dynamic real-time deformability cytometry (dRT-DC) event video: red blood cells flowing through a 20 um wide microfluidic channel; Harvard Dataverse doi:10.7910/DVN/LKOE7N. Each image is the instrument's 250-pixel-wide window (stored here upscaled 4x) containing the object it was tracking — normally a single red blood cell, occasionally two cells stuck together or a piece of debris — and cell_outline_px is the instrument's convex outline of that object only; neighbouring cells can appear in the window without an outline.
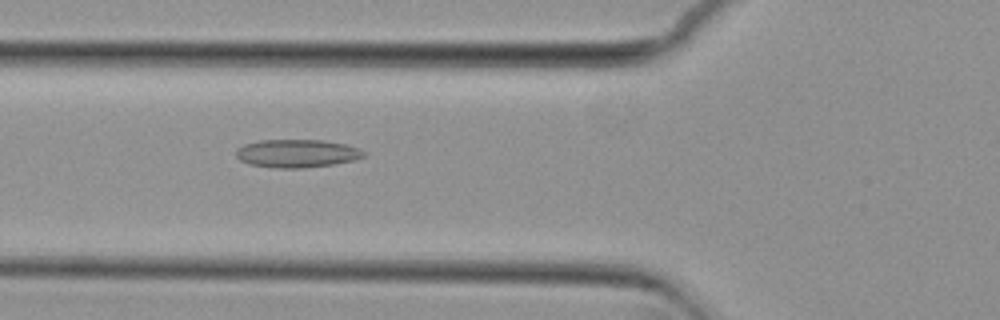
{"species": "common noctule bat (a hibernating species)", "species_latin": "Nyctalus noctula", "temperature_condition": "cold", "stored_images_in_passage": 55, "camera_frame_rate_fps": 3000, "um_per_image_px": 0.085, "animal": {"sex": "female", "body_mass_g": 29.2, "forearm_length_mm": 56.3}, "frame": {"image": 1, "passage_image": 20, "time_ms": 6.333, "image_size_px": [1000, 320], "cell_outline_px": [[364, 156], [356, 160], [332, 164], [304, 168], [272, 168], [248, 164], [240, 160], [236, 156], [236, 148], [244, 144], [260, 140], [320, 140], [348, 144], [360, 148], [364, 152]], "centroid_in_image_um": [25.23, 13.04], "position_along_channel_um": 100.6, "area_um2": 21.1}}
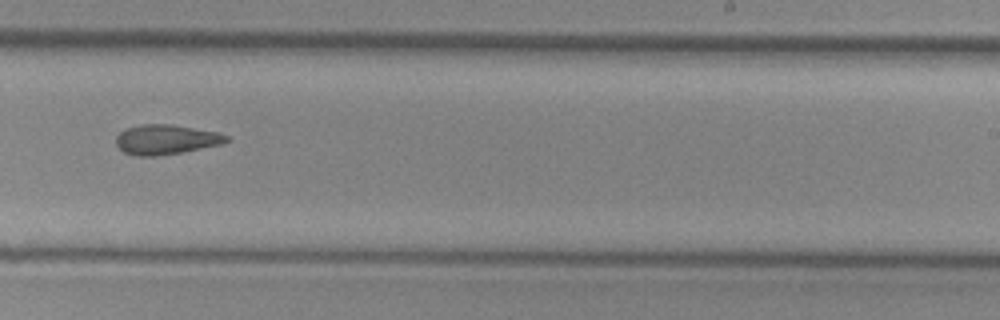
{"frame": {"image": 2, "passage_image": 34, "time_ms": 11.0, "image_size_px": [1000, 320], "cell_outline_px": [[228, 140], [220, 144], [184, 152], [156, 156], [136, 156], [124, 152], [116, 144], [116, 136], [120, 132], [128, 128], [140, 124], [172, 124], [216, 132], [228, 136]], "centroid_in_image_um": [14.08, 11.86], "position_along_channel_um": 274.9, "area_um2": 19.02}}
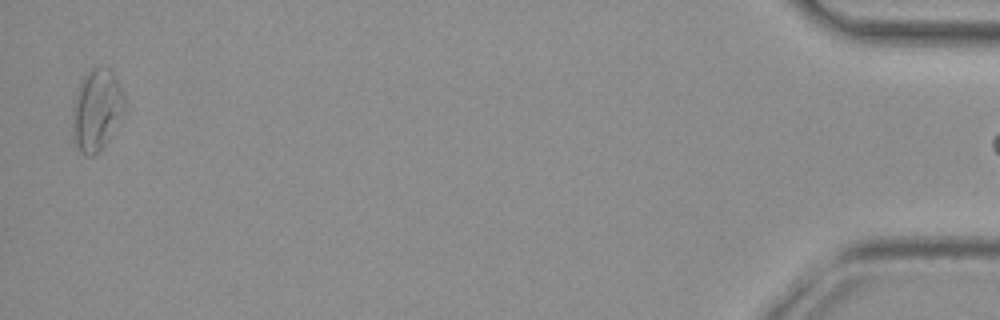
{"frame": {"image": 3, "passage_image": 54, "time_ms": 17.667, "image_size_px": [1000, 320], "cell_outline_px": [[128, 108], [104, 144], [92, 156], [84, 156], [80, 152], [76, 140], [72, 108], [80, 80], [92, 68], [100, 64], [112, 68], [124, 92]], "centroid_in_image_um": [8.29, 9.23], "position_along_channel_um": 426.9, "area_um2": 24.91}}